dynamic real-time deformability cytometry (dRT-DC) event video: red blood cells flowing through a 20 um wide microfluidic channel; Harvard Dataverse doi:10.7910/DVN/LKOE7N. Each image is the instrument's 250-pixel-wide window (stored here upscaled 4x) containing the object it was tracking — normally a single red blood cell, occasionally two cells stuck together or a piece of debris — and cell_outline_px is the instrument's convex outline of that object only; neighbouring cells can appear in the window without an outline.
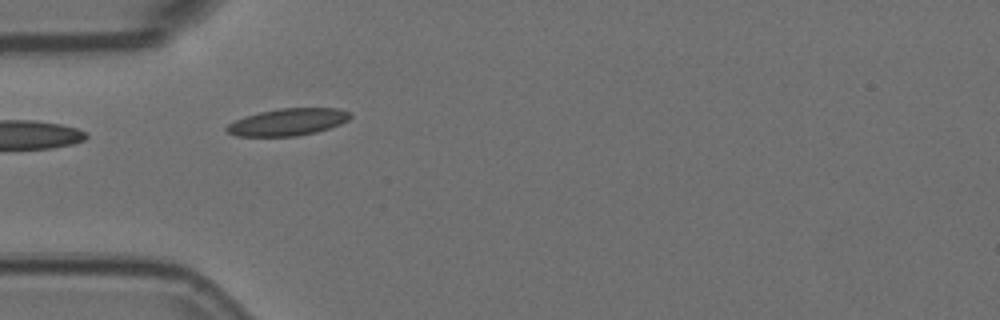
{"species": "Egyptian fruit bat (a non-hibernating species)", "species_latin": "Rousettus aegyptiacus", "temperature_condition": "room temperature", "stored_images_in_passage": 2, "camera_frame_rate_fps": 3000, "um_per_image_px": 0.085, "animal": {"sex": "female"}, "frame": {"image": 1, "passage_image": 1, "time_ms": 0.0, "image_size_px": [1000, 320], "cell_outline_px": [[352, 116], [348, 120], [340, 124], [316, 132], [296, 136], [236, 136], [228, 132], [224, 128], [228, 124], [244, 116], [260, 112], [280, 108], [336, 108], [352, 112]], "centroid_in_image_um": [24.48, 10.37], "position_along_channel_um": 60.5, "area_um2": 19.48}}